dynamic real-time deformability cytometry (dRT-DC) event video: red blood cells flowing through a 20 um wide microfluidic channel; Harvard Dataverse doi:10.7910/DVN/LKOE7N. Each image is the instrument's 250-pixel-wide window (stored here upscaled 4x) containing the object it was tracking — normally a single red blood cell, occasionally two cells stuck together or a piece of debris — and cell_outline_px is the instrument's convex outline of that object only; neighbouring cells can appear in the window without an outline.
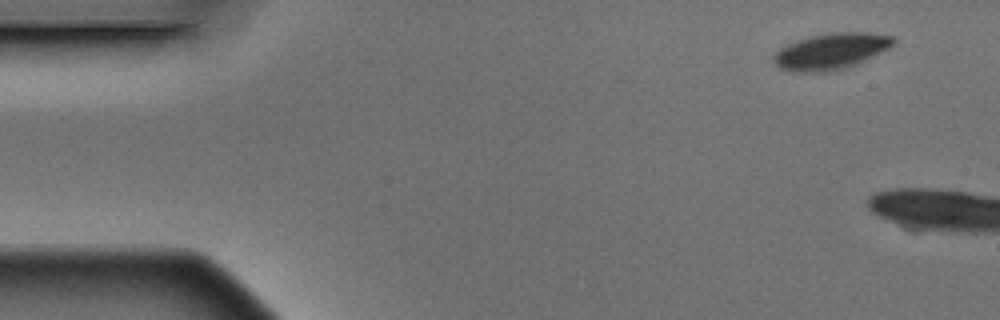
{"species": "Egyptian fruit bat (a non-hibernating species)", "species_latin": "Rousettus aegyptiacus", "temperature_condition": "warm", "stored_images_in_passage": 5, "camera_frame_rate_fps": 3000, "um_per_image_px": 0.085, "animal": {"sex": "male"}, "frame": {"image": 1, "passage_image": 1, "time_ms": 0.0, "image_size_px": [1000, 320], "cell_outline_px": [[896, 40], [888, 48], [856, 64], [844, 68], [824, 72], [792, 72], [780, 68], [772, 60], [772, 56], [780, 48], [796, 40], [812, 36], [832, 32], [868, 32], [896, 36]], "centroid_in_image_um": [70.61, 4.35], "position_along_channel_um": 14.4, "area_um2": 25.14}}
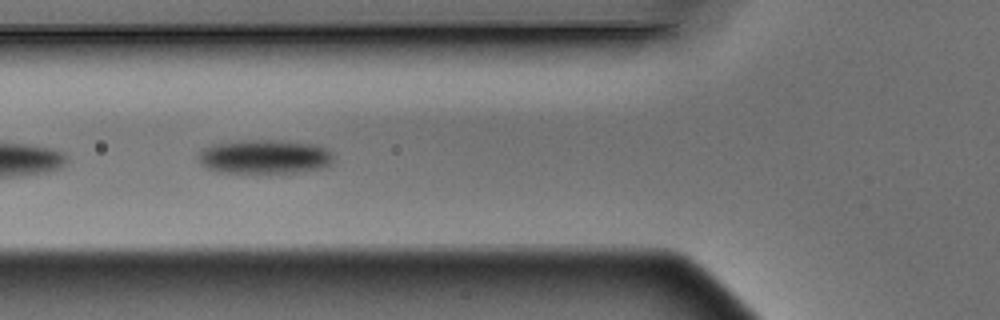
{"frame": {"image": 2, "passage_image": 4, "time_ms": 1.0, "image_size_px": [1000, 320], "cell_outline_px": [[332, 164], [320, 168], [296, 172], [216, 172], [200, 164], [196, 160], [196, 156], [204, 148], [212, 144], [244, 140], [288, 140], [316, 144], [328, 148], [332, 152]], "centroid_in_image_um": [22.48, 13.3], "position_along_channel_um": 103.3, "area_um2": 27.11}}
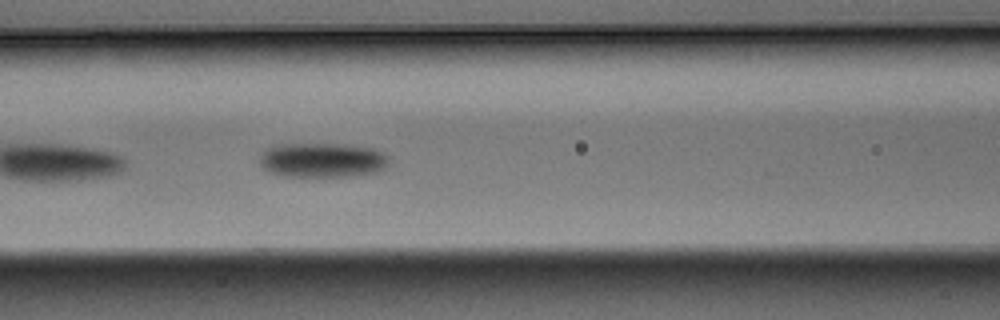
{"frame": {"image": 3, "passage_image": 5, "time_ms": 1.333, "image_size_px": [1000, 320], "cell_outline_px": [[388, 164], [384, 168], [376, 172], [348, 176], [280, 176], [264, 168], [260, 164], [260, 156], [264, 148], [272, 144], [348, 144], [372, 148], [384, 152], [388, 156]], "centroid_in_image_um": [27.38, 13.59], "position_along_channel_um": 139.2, "area_um2": 26.3}}